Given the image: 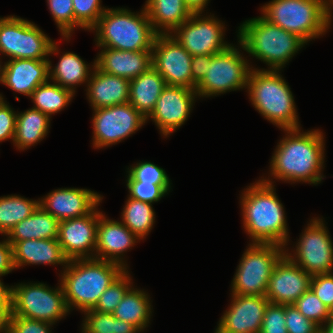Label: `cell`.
I'll use <instances>...</instances> for the list:
<instances>
[{
    "instance_id": "obj_1",
    "label": "cell",
    "mask_w": 333,
    "mask_h": 333,
    "mask_svg": "<svg viewBox=\"0 0 333 333\" xmlns=\"http://www.w3.org/2000/svg\"><path fill=\"white\" fill-rule=\"evenodd\" d=\"M285 137L277 143L270 159L268 178L264 182L274 185V179L287 183L317 185L324 179L325 163L324 133L319 129L307 132L300 128L283 129ZM302 131V132H301ZM271 179V180H270Z\"/></svg>"
},
{
    "instance_id": "obj_2",
    "label": "cell",
    "mask_w": 333,
    "mask_h": 333,
    "mask_svg": "<svg viewBox=\"0 0 333 333\" xmlns=\"http://www.w3.org/2000/svg\"><path fill=\"white\" fill-rule=\"evenodd\" d=\"M275 190V185L259 179L241 192L242 226L252 243L286 247L290 241L287 217Z\"/></svg>"
},
{
    "instance_id": "obj_3",
    "label": "cell",
    "mask_w": 333,
    "mask_h": 333,
    "mask_svg": "<svg viewBox=\"0 0 333 333\" xmlns=\"http://www.w3.org/2000/svg\"><path fill=\"white\" fill-rule=\"evenodd\" d=\"M126 269L120 264L97 258L70 260L59 275L65 303L70 311L93 309L102 293Z\"/></svg>"
},
{
    "instance_id": "obj_4",
    "label": "cell",
    "mask_w": 333,
    "mask_h": 333,
    "mask_svg": "<svg viewBox=\"0 0 333 333\" xmlns=\"http://www.w3.org/2000/svg\"><path fill=\"white\" fill-rule=\"evenodd\" d=\"M237 38L243 51L268 65L267 70L281 71L307 45L299 36L270 23L262 15L243 21Z\"/></svg>"
},
{
    "instance_id": "obj_5",
    "label": "cell",
    "mask_w": 333,
    "mask_h": 333,
    "mask_svg": "<svg viewBox=\"0 0 333 333\" xmlns=\"http://www.w3.org/2000/svg\"><path fill=\"white\" fill-rule=\"evenodd\" d=\"M280 73L252 68L246 91L255 110L280 130L300 128L293 93Z\"/></svg>"
},
{
    "instance_id": "obj_6",
    "label": "cell",
    "mask_w": 333,
    "mask_h": 333,
    "mask_svg": "<svg viewBox=\"0 0 333 333\" xmlns=\"http://www.w3.org/2000/svg\"><path fill=\"white\" fill-rule=\"evenodd\" d=\"M90 31L95 32L97 47L120 51L152 50L158 35L145 7L137 13L122 7L107 8Z\"/></svg>"
},
{
    "instance_id": "obj_7",
    "label": "cell",
    "mask_w": 333,
    "mask_h": 333,
    "mask_svg": "<svg viewBox=\"0 0 333 333\" xmlns=\"http://www.w3.org/2000/svg\"><path fill=\"white\" fill-rule=\"evenodd\" d=\"M332 9L333 0H271L260 10L270 23L296 34L308 44L330 29Z\"/></svg>"
},
{
    "instance_id": "obj_8",
    "label": "cell",
    "mask_w": 333,
    "mask_h": 333,
    "mask_svg": "<svg viewBox=\"0 0 333 333\" xmlns=\"http://www.w3.org/2000/svg\"><path fill=\"white\" fill-rule=\"evenodd\" d=\"M284 255L283 246L250 242L231 281V294L265 296L273 269Z\"/></svg>"
},
{
    "instance_id": "obj_9",
    "label": "cell",
    "mask_w": 333,
    "mask_h": 333,
    "mask_svg": "<svg viewBox=\"0 0 333 333\" xmlns=\"http://www.w3.org/2000/svg\"><path fill=\"white\" fill-rule=\"evenodd\" d=\"M69 313L61 282L57 288H51L42 282L12 285L11 316L45 321L55 325Z\"/></svg>"
},
{
    "instance_id": "obj_10",
    "label": "cell",
    "mask_w": 333,
    "mask_h": 333,
    "mask_svg": "<svg viewBox=\"0 0 333 333\" xmlns=\"http://www.w3.org/2000/svg\"><path fill=\"white\" fill-rule=\"evenodd\" d=\"M238 45L240 46L232 44L212 56L205 77L195 88L198 98L247 89L249 74L254 67L250 66L247 57L240 52L242 51L240 42Z\"/></svg>"
},
{
    "instance_id": "obj_11",
    "label": "cell",
    "mask_w": 333,
    "mask_h": 333,
    "mask_svg": "<svg viewBox=\"0 0 333 333\" xmlns=\"http://www.w3.org/2000/svg\"><path fill=\"white\" fill-rule=\"evenodd\" d=\"M323 219L309 220L293 251L285 247V255L311 276L333 272V242Z\"/></svg>"
},
{
    "instance_id": "obj_12",
    "label": "cell",
    "mask_w": 333,
    "mask_h": 333,
    "mask_svg": "<svg viewBox=\"0 0 333 333\" xmlns=\"http://www.w3.org/2000/svg\"><path fill=\"white\" fill-rule=\"evenodd\" d=\"M225 23L214 14H192L170 35L192 56L214 55L230 45L225 38Z\"/></svg>"
},
{
    "instance_id": "obj_13",
    "label": "cell",
    "mask_w": 333,
    "mask_h": 333,
    "mask_svg": "<svg viewBox=\"0 0 333 333\" xmlns=\"http://www.w3.org/2000/svg\"><path fill=\"white\" fill-rule=\"evenodd\" d=\"M92 110V145L95 149L122 142L147 123L146 118L129 102Z\"/></svg>"
},
{
    "instance_id": "obj_14",
    "label": "cell",
    "mask_w": 333,
    "mask_h": 333,
    "mask_svg": "<svg viewBox=\"0 0 333 333\" xmlns=\"http://www.w3.org/2000/svg\"><path fill=\"white\" fill-rule=\"evenodd\" d=\"M192 58L170 34H158L155 38L151 65L166 85L192 89Z\"/></svg>"
},
{
    "instance_id": "obj_15",
    "label": "cell",
    "mask_w": 333,
    "mask_h": 333,
    "mask_svg": "<svg viewBox=\"0 0 333 333\" xmlns=\"http://www.w3.org/2000/svg\"><path fill=\"white\" fill-rule=\"evenodd\" d=\"M198 98L195 89L183 86H166L160 94L149 118L164 138L176 132L187 121Z\"/></svg>"
},
{
    "instance_id": "obj_16",
    "label": "cell",
    "mask_w": 333,
    "mask_h": 333,
    "mask_svg": "<svg viewBox=\"0 0 333 333\" xmlns=\"http://www.w3.org/2000/svg\"><path fill=\"white\" fill-rule=\"evenodd\" d=\"M99 205L85 216L60 221L58 241L69 261L95 258Z\"/></svg>"
},
{
    "instance_id": "obj_17",
    "label": "cell",
    "mask_w": 333,
    "mask_h": 333,
    "mask_svg": "<svg viewBox=\"0 0 333 333\" xmlns=\"http://www.w3.org/2000/svg\"><path fill=\"white\" fill-rule=\"evenodd\" d=\"M269 303L266 296L231 294V304L221 316L215 332L260 333Z\"/></svg>"
},
{
    "instance_id": "obj_18",
    "label": "cell",
    "mask_w": 333,
    "mask_h": 333,
    "mask_svg": "<svg viewBox=\"0 0 333 333\" xmlns=\"http://www.w3.org/2000/svg\"><path fill=\"white\" fill-rule=\"evenodd\" d=\"M311 278L284 255L273 269L265 296L272 304H294L310 288Z\"/></svg>"
},
{
    "instance_id": "obj_19",
    "label": "cell",
    "mask_w": 333,
    "mask_h": 333,
    "mask_svg": "<svg viewBox=\"0 0 333 333\" xmlns=\"http://www.w3.org/2000/svg\"><path fill=\"white\" fill-rule=\"evenodd\" d=\"M102 199V195L90 189L58 188L39 199V205L62 221L89 214Z\"/></svg>"
},
{
    "instance_id": "obj_20",
    "label": "cell",
    "mask_w": 333,
    "mask_h": 333,
    "mask_svg": "<svg viewBox=\"0 0 333 333\" xmlns=\"http://www.w3.org/2000/svg\"><path fill=\"white\" fill-rule=\"evenodd\" d=\"M140 240L121 221L109 219L99 210L95 258L118 263L129 270L124 253Z\"/></svg>"
},
{
    "instance_id": "obj_21",
    "label": "cell",
    "mask_w": 333,
    "mask_h": 333,
    "mask_svg": "<svg viewBox=\"0 0 333 333\" xmlns=\"http://www.w3.org/2000/svg\"><path fill=\"white\" fill-rule=\"evenodd\" d=\"M99 48L101 51L95 58V66L108 74L132 80L152 66V50L120 51L106 47Z\"/></svg>"
},
{
    "instance_id": "obj_22",
    "label": "cell",
    "mask_w": 333,
    "mask_h": 333,
    "mask_svg": "<svg viewBox=\"0 0 333 333\" xmlns=\"http://www.w3.org/2000/svg\"><path fill=\"white\" fill-rule=\"evenodd\" d=\"M49 61L13 59L5 63L3 85L16 93L30 97L32 92L49 80Z\"/></svg>"
},
{
    "instance_id": "obj_23",
    "label": "cell",
    "mask_w": 333,
    "mask_h": 333,
    "mask_svg": "<svg viewBox=\"0 0 333 333\" xmlns=\"http://www.w3.org/2000/svg\"><path fill=\"white\" fill-rule=\"evenodd\" d=\"M130 80L108 74L94 67L86 85V95L92 109L129 102Z\"/></svg>"
},
{
    "instance_id": "obj_24",
    "label": "cell",
    "mask_w": 333,
    "mask_h": 333,
    "mask_svg": "<svg viewBox=\"0 0 333 333\" xmlns=\"http://www.w3.org/2000/svg\"><path fill=\"white\" fill-rule=\"evenodd\" d=\"M15 269L26 265H61L63 270L69 260L56 239H29L17 241L13 246Z\"/></svg>"
},
{
    "instance_id": "obj_25",
    "label": "cell",
    "mask_w": 333,
    "mask_h": 333,
    "mask_svg": "<svg viewBox=\"0 0 333 333\" xmlns=\"http://www.w3.org/2000/svg\"><path fill=\"white\" fill-rule=\"evenodd\" d=\"M166 86L164 78L151 66L130 80L129 103L148 119Z\"/></svg>"
},
{
    "instance_id": "obj_26",
    "label": "cell",
    "mask_w": 333,
    "mask_h": 333,
    "mask_svg": "<svg viewBox=\"0 0 333 333\" xmlns=\"http://www.w3.org/2000/svg\"><path fill=\"white\" fill-rule=\"evenodd\" d=\"M95 67V59L92 65L86 63L74 52H63L55 66L49 61V80L63 88L76 93V86L87 84Z\"/></svg>"
},
{
    "instance_id": "obj_27",
    "label": "cell",
    "mask_w": 333,
    "mask_h": 333,
    "mask_svg": "<svg viewBox=\"0 0 333 333\" xmlns=\"http://www.w3.org/2000/svg\"><path fill=\"white\" fill-rule=\"evenodd\" d=\"M60 221L46 212L40 205L26 219L16 224L6 235L13 246L17 241L29 239H56Z\"/></svg>"
},
{
    "instance_id": "obj_28",
    "label": "cell",
    "mask_w": 333,
    "mask_h": 333,
    "mask_svg": "<svg viewBox=\"0 0 333 333\" xmlns=\"http://www.w3.org/2000/svg\"><path fill=\"white\" fill-rule=\"evenodd\" d=\"M144 7L158 34H170L192 15L184 0H146Z\"/></svg>"
},
{
    "instance_id": "obj_29",
    "label": "cell",
    "mask_w": 333,
    "mask_h": 333,
    "mask_svg": "<svg viewBox=\"0 0 333 333\" xmlns=\"http://www.w3.org/2000/svg\"><path fill=\"white\" fill-rule=\"evenodd\" d=\"M51 118L35 108L17 111L13 145L26 150L42 141L49 132Z\"/></svg>"
},
{
    "instance_id": "obj_30",
    "label": "cell",
    "mask_w": 333,
    "mask_h": 333,
    "mask_svg": "<svg viewBox=\"0 0 333 333\" xmlns=\"http://www.w3.org/2000/svg\"><path fill=\"white\" fill-rule=\"evenodd\" d=\"M60 53L57 43L35 23L20 17L19 59L49 60Z\"/></svg>"
},
{
    "instance_id": "obj_31",
    "label": "cell",
    "mask_w": 333,
    "mask_h": 333,
    "mask_svg": "<svg viewBox=\"0 0 333 333\" xmlns=\"http://www.w3.org/2000/svg\"><path fill=\"white\" fill-rule=\"evenodd\" d=\"M152 310V301L148 293L144 289L132 286L112 314L116 319L131 323L144 332L149 326Z\"/></svg>"
},
{
    "instance_id": "obj_32",
    "label": "cell",
    "mask_w": 333,
    "mask_h": 333,
    "mask_svg": "<svg viewBox=\"0 0 333 333\" xmlns=\"http://www.w3.org/2000/svg\"><path fill=\"white\" fill-rule=\"evenodd\" d=\"M155 215L152 204L128 196L120 217L121 222L143 240L149 235L155 224Z\"/></svg>"
},
{
    "instance_id": "obj_33",
    "label": "cell",
    "mask_w": 333,
    "mask_h": 333,
    "mask_svg": "<svg viewBox=\"0 0 333 333\" xmlns=\"http://www.w3.org/2000/svg\"><path fill=\"white\" fill-rule=\"evenodd\" d=\"M75 95L71 90L48 80L39 85L29 98L34 103L32 108L38 109L51 118V115L67 107Z\"/></svg>"
},
{
    "instance_id": "obj_34",
    "label": "cell",
    "mask_w": 333,
    "mask_h": 333,
    "mask_svg": "<svg viewBox=\"0 0 333 333\" xmlns=\"http://www.w3.org/2000/svg\"><path fill=\"white\" fill-rule=\"evenodd\" d=\"M39 206L38 200L20 195L0 197V234L6 236L19 222L29 217Z\"/></svg>"
},
{
    "instance_id": "obj_35",
    "label": "cell",
    "mask_w": 333,
    "mask_h": 333,
    "mask_svg": "<svg viewBox=\"0 0 333 333\" xmlns=\"http://www.w3.org/2000/svg\"><path fill=\"white\" fill-rule=\"evenodd\" d=\"M82 333H140L131 323L116 319L112 313L90 309L84 312Z\"/></svg>"
},
{
    "instance_id": "obj_36",
    "label": "cell",
    "mask_w": 333,
    "mask_h": 333,
    "mask_svg": "<svg viewBox=\"0 0 333 333\" xmlns=\"http://www.w3.org/2000/svg\"><path fill=\"white\" fill-rule=\"evenodd\" d=\"M133 286L132 277L126 269L111 285L102 293L97 304L93 308L102 313H113L126 292Z\"/></svg>"
},
{
    "instance_id": "obj_37",
    "label": "cell",
    "mask_w": 333,
    "mask_h": 333,
    "mask_svg": "<svg viewBox=\"0 0 333 333\" xmlns=\"http://www.w3.org/2000/svg\"><path fill=\"white\" fill-rule=\"evenodd\" d=\"M20 17H0V54L9 60L19 59Z\"/></svg>"
},
{
    "instance_id": "obj_38",
    "label": "cell",
    "mask_w": 333,
    "mask_h": 333,
    "mask_svg": "<svg viewBox=\"0 0 333 333\" xmlns=\"http://www.w3.org/2000/svg\"><path fill=\"white\" fill-rule=\"evenodd\" d=\"M74 11V30L78 27L90 31L107 9L101 0H72Z\"/></svg>"
},
{
    "instance_id": "obj_39",
    "label": "cell",
    "mask_w": 333,
    "mask_h": 333,
    "mask_svg": "<svg viewBox=\"0 0 333 333\" xmlns=\"http://www.w3.org/2000/svg\"><path fill=\"white\" fill-rule=\"evenodd\" d=\"M293 305L306 318L314 321L320 327L331 318L329 308L316 296L311 288L304 292Z\"/></svg>"
},
{
    "instance_id": "obj_40",
    "label": "cell",
    "mask_w": 333,
    "mask_h": 333,
    "mask_svg": "<svg viewBox=\"0 0 333 333\" xmlns=\"http://www.w3.org/2000/svg\"><path fill=\"white\" fill-rule=\"evenodd\" d=\"M47 6L52 14L62 39L70 41L74 33V11L72 0H47Z\"/></svg>"
},
{
    "instance_id": "obj_41",
    "label": "cell",
    "mask_w": 333,
    "mask_h": 333,
    "mask_svg": "<svg viewBox=\"0 0 333 333\" xmlns=\"http://www.w3.org/2000/svg\"><path fill=\"white\" fill-rule=\"evenodd\" d=\"M126 181L153 184H172L165 169L149 161H140L127 168Z\"/></svg>"
},
{
    "instance_id": "obj_42",
    "label": "cell",
    "mask_w": 333,
    "mask_h": 333,
    "mask_svg": "<svg viewBox=\"0 0 333 333\" xmlns=\"http://www.w3.org/2000/svg\"><path fill=\"white\" fill-rule=\"evenodd\" d=\"M129 197L153 204L161 200L162 197L169 194L171 184H153L140 181H126Z\"/></svg>"
},
{
    "instance_id": "obj_43",
    "label": "cell",
    "mask_w": 333,
    "mask_h": 333,
    "mask_svg": "<svg viewBox=\"0 0 333 333\" xmlns=\"http://www.w3.org/2000/svg\"><path fill=\"white\" fill-rule=\"evenodd\" d=\"M285 323L288 333H320V326L306 318L293 305H285Z\"/></svg>"
},
{
    "instance_id": "obj_44",
    "label": "cell",
    "mask_w": 333,
    "mask_h": 333,
    "mask_svg": "<svg viewBox=\"0 0 333 333\" xmlns=\"http://www.w3.org/2000/svg\"><path fill=\"white\" fill-rule=\"evenodd\" d=\"M260 333H288L285 323V305L268 304Z\"/></svg>"
},
{
    "instance_id": "obj_45",
    "label": "cell",
    "mask_w": 333,
    "mask_h": 333,
    "mask_svg": "<svg viewBox=\"0 0 333 333\" xmlns=\"http://www.w3.org/2000/svg\"><path fill=\"white\" fill-rule=\"evenodd\" d=\"M53 325L45 321L10 316L7 320V333H52Z\"/></svg>"
},
{
    "instance_id": "obj_46",
    "label": "cell",
    "mask_w": 333,
    "mask_h": 333,
    "mask_svg": "<svg viewBox=\"0 0 333 333\" xmlns=\"http://www.w3.org/2000/svg\"><path fill=\"white\" fill-rule=\"evenodd\" d=\"M0 98L3 99L0 102V142L10 139L13 143L17 112L5 101L2 94Z\"/></svg>"
},
{
    "instance_id": "obj_47",
    "label": "cell",
    "mask_w": 333,
    "mask_h": 333,
    "mask_svg": "<svg viewBox=\"0 0 333 333\" xmlns=\"http://www.w3.org/2000/svg\"><path fill=\"white\" fill-rule=\"evenodd\" d=\"M310 288L316 296L330 309L333 305V272L312 276Z\"/></svg>"
},
{
    "instance_id": "obj_48",
    "label": "cell",
    "mask_w": 333,
    "mask_h": 333,
    "mask_svg": "<svg viewBox=\"0 0 333 333\" xmlns=\"http://www.w3.org/2000/svg\"><path fill=\"white\" fill-rule=\"evenodd\" d=\"M213 55H199L193 56L191 62V73H192V89L203 80L207 73L208 65H210L211 58Z\"/></svg>"
},
{
    "instance_id": "obj_49",
    "label": "cell",
    "mask_w": 333,
    "mask_h": 333,
    "mask_svg": "<svg viewBox=\"0 0 333 333\" xmlns=\"http://www.w3.org/2000/svg\"><path fill=\"white\" fill-rule=\"evenodd\" d=\"M0 242V278L11 273L15 269L13 263V248L8 240Z\"/></svg>"
},
{
    "instance_id": "obj_50",
    "label": "cell",
    "mask_w": 333,
    "mask_h": 333,
    "mask_svg": "<svg viewBox=\"0 0 333 333\" xmlns=\"http://www.w3.org/2000/svg\"><path fill=\"white\" fill-rule=\"evenodd\" d=\"M0 312L8 319L12 312V286L5 285L0 278Z\"/></svg>"
},
{
    "instance_id": "obj_51",
    "label": "cell",
    "mask_w": 333,
    "mask_h": 333,
    "mask_svg": "<svg viewBox=\"0 0 333 333\" xmlns=\"http://www.w3.org/2000/svg\"><path fill=\"white\" fill-rule=\"evenodd\" d=\"M210 0H184L186 7L192 14L203 13Z\"/></svg>"
},
{
    "instance_id": "obj_52",
    "label": "cell",
    "mask_w": 333,
    "mask_h": 333,
    "mask_svg": "<svg viewBox=\"0 0 333 333\" xmlns=\"http://www.w3.org/2000/svg\"><path fill=\"white\" fill-rule=\"evenodd\" d=\"M320 333H333V317L328 322L320 327Z\"/></svg>"
},
{
    "instance_id": "obj_53",
    "label": "cell",
    "mask_w": 333,
    "mask_h": 333,
    "mask_svg": "<svg viewBox=\"0 0 333 333\" xmlns=\"http://www.w3.org/2000/svg\"><path fill=\"white\" fill-rule=\"evenodd\" d=\"M7 318L0 312V333H7Z\"/></svg>"
},
{
    "instance_id": "obj_54",
    "label": "cell",
    "mask_w": 333,
    "mask_h": 333,
    "mask_svg": "<svg viewBox=\"0 0 333 333\" xmlns=\"http://www.w3.org/2000/svg\"><path fill=\"white\" fill-rule=\"evenodd\" d=\"M1 59V57H0ZM3 62H1L0 60V83H3V75H4V67H5V63L2 64Z\"/></svg>"
},
{
    "instance_id": "obj_55",
    "label": "cell",
    "mask_w": 333,
    "mask_h": 333,
    "mask_svg": "<svg viewBox=\"0 0 333 333\" xmlns=\"http://www.w3.org/2000/svg\"><path fill=\"white\" fill-rule=\"evenodd\" d=\"M330 312V317H333V305L331 306V308L329 309Z\"/></svg>"
}]
</instances>
